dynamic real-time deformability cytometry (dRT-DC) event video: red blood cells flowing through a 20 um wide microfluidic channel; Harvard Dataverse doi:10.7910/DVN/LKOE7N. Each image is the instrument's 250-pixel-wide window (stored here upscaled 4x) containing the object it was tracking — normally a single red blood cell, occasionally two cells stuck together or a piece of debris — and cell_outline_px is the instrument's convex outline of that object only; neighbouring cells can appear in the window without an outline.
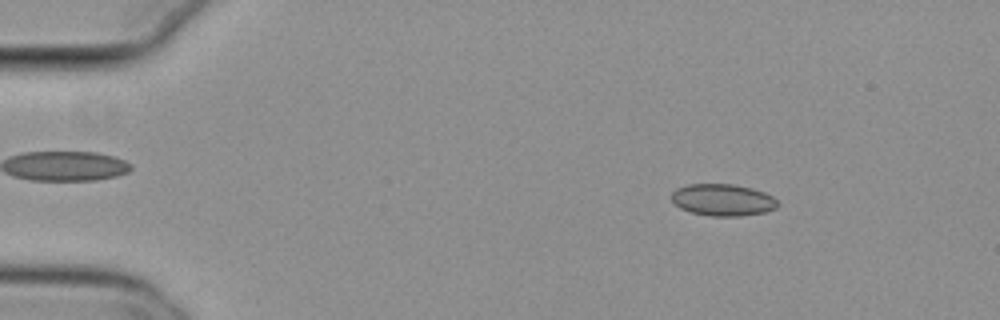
{"species": "common noctule bat (a hibernating species)", "species_latin": "Nyctalus noctula", "temperature_condition": "cold", "stored_images_in_passage": 52, "camera_frame_rate_fps": 3000, "um_per_image_px": 0.085, "animal": {"sex": "female", "body_mass_g": 29.2, "forearm_length_mm": 56.3}, "frame": {"image": 1, "passage_image": 6, "time_ms": 1.667, "image_size_px": [1000, 320], "cell_outline_px": [[780, 204], [776, 208], [764, 212], [740, 216], [708, 216], [692, 212], [680, 208], [672, 200], [672, 192], [676, 188], [688, 184], [732, 184], [752, 188], [764, 192], [772, 196]], "centroid_in_image_um": [61.44, 16.99], "position_along_channel_um": 23.6, "area_um2": 19.71}}
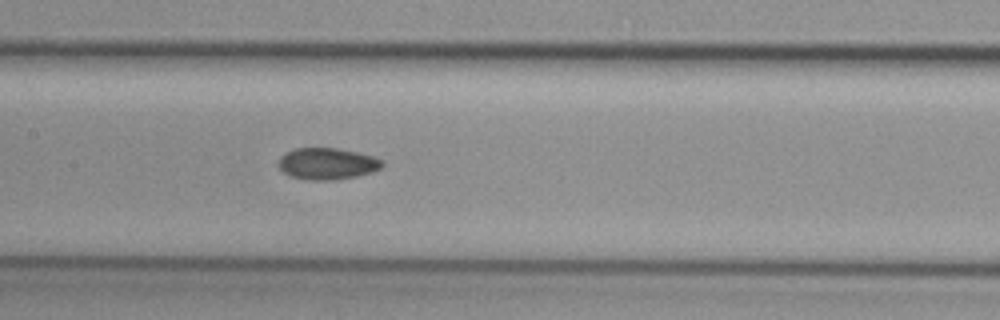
{"frame": {"image": 2, "passage_image": 25, "time_ms": 8.0, "image_size_px": [1000, 320], "cell_outline_px": [[384, 164], [380, 168], [372, 172], [356, 176], [332, 180], [308, 180], [288, 176], [280, 168], [280, 156], [296, 148], [336, 148], [356, 152], [372, 156], [384, 160]], "centroid_in_image_um": [27.83, 13.92], "position_along_channel_um": 179.6, "area_um2": 18.96}}
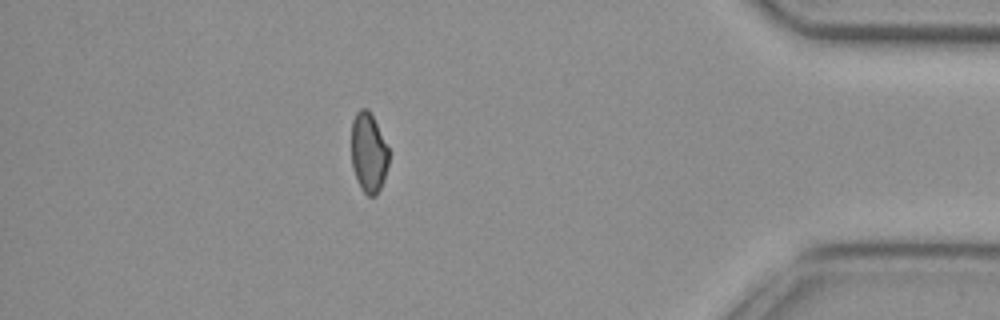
{"frame": {"image": 3, "passage_image": 46, "time_ms": 15.0, "image_size_px": [1000, 320], "cell_outline_px": [[388, 164], [384, 180], [376, 196], [368, 196], [360, 188], [356, 180], [352, 168], [352, 120], [356, 112], [360, 108], [368, 108], [388, 148]], "centroid_in_image_um": [31.31, 13.0], "position_along_channel_um": 403.9, "area_um2": 17.34}, "authors_computed_cell_mechanics": {"area_um2": 19.2185, "velocity_mm_per_s": 3.806, "shape_relaxation_time_tau1_ms": null, "shape_relaxation_time_tau2_ms": 5.1164, "deformation_change_tau1": null, "deformation_change_tau2": 0.096}}